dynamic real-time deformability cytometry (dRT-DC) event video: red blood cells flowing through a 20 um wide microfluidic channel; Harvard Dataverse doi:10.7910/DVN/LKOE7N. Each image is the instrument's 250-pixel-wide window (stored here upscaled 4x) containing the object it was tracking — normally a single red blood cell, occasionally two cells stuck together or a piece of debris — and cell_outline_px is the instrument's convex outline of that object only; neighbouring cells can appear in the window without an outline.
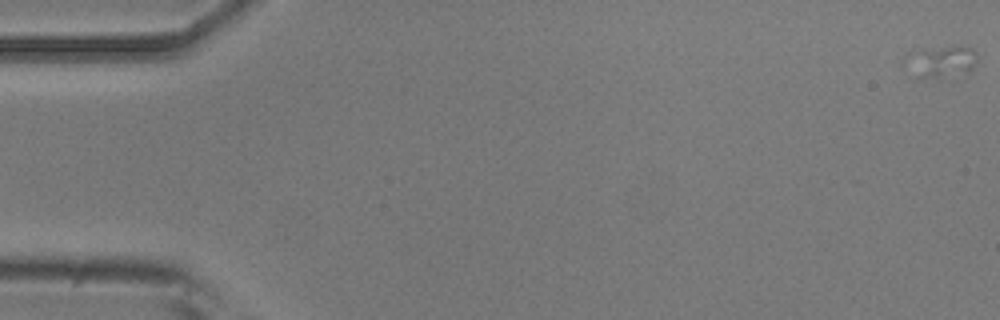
{"species": "common noctule bat (a hibernating species)", "species_latin": "Nyctalus noctula", "temperature_condition": "room temperature", "stored_images_in_passage": 5, "camera_frame_rate_fps": 3000, "um_per_image_px": 0.085, "animal": {"sex": "male", "body_mass_g": 20.5, "forearm_length_mm": 52.5}, "frame": {"image": 1, "passage_image": 5, "time_ms": 5.667, "image_size_px": [1000, 320], "cell_outline_px": [[976, 60], [972, 68], [968, 72], [916, 80], [900, 68], [900, 64], [908, 52], [944, 48], [972, 48], [976, 52]], "centroid_in_image_um": [79.76, 5.31], "position_along_channel_um": 5.2, "area_um2": 13.47}}